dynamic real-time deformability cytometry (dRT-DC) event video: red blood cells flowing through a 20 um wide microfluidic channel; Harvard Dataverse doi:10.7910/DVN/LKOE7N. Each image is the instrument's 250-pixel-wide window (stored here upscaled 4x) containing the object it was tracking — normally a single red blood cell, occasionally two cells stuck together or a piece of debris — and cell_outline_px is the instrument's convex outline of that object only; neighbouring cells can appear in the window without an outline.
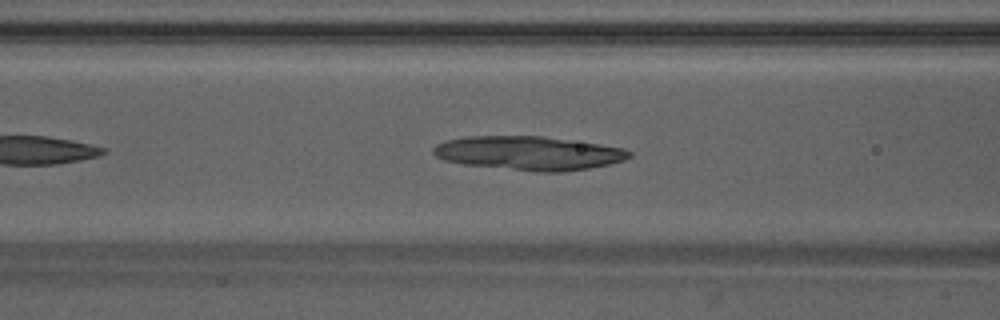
{"species": "Egyptian fruit bat (a non-hibernating species)", "species_latin": "Rousettus aegyptiacus", "temperature_condition": "warm", "stored_images_in_passage": 34, "camera_frame_rate_fps": 3000, "um_per_image_px": 0.085, "animal": {"sex": "male"}, "frame": {"image": 1, "passage_image": 9, "time_ms": 2.667, "image_size_px": [1000, 320], "cell_outline_px": [[632, 156], [624, 160], [608, 164], [588, 168], [560, 172], [536, 172], [464, 164], [444, 160], [436, 156], [432, 152], [432, 148], [436, 144], [448, 140], [464, 136], [540, 136], [600, 144], [624, 148], [632, 152]], "centroid_in_image_um": [44.94, 13.01], "position_along_channel_um": 121.7, "area_um2": 38.61}}
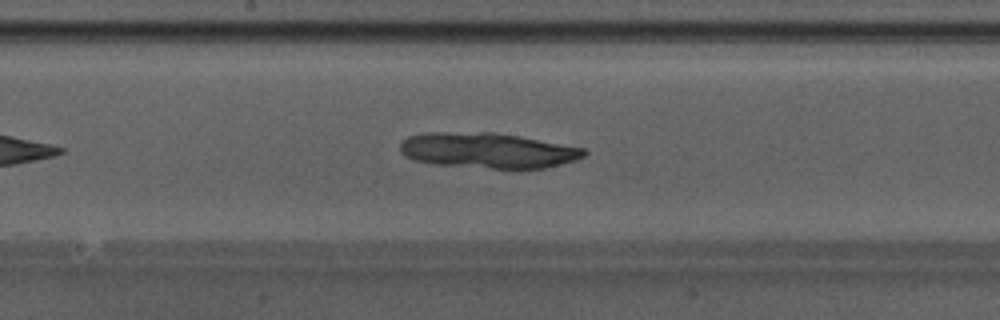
{"frame": {"image": 2, "passage_image": 15, "time_ms": 4.667, "image_size_px": [1000, 320], "cell_outline_px": [[588, 152], [584, 156], [576, 160], [544, 168], [492, 168], [432, 164], [412, 160], [404, 156], [400, 152], [400, 140], [408, 136], [428, 132], [492, 132], [516, 136], [584, 148]], "centroid_in_image_um": [41.38, 12.79], "position_along_channel_um": 206.8, "area_um2": 37.86}}
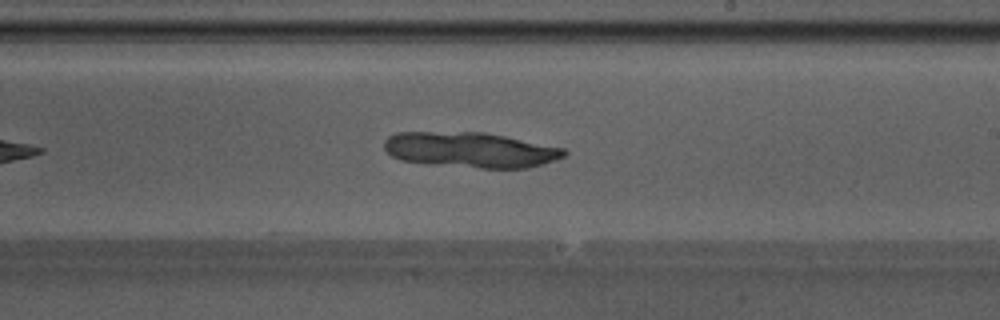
{"frame": {"image": 3, "passage_image": 18, "time_ms": 5.667, "image_size_px": [1000, 320], "cell_outline_px": [[568, 152], [564, 156], [556, 160], [528, 168], [480, 168], [400, 160], [392, 156], [384, 148], [384, 140], [388, 136], [396, 132], [484, 132], [564, 148]], "centroid_in_image_um": [39.99, 12.73], "position_along_channel_um": 249.0, "area_um2": 36.82}}